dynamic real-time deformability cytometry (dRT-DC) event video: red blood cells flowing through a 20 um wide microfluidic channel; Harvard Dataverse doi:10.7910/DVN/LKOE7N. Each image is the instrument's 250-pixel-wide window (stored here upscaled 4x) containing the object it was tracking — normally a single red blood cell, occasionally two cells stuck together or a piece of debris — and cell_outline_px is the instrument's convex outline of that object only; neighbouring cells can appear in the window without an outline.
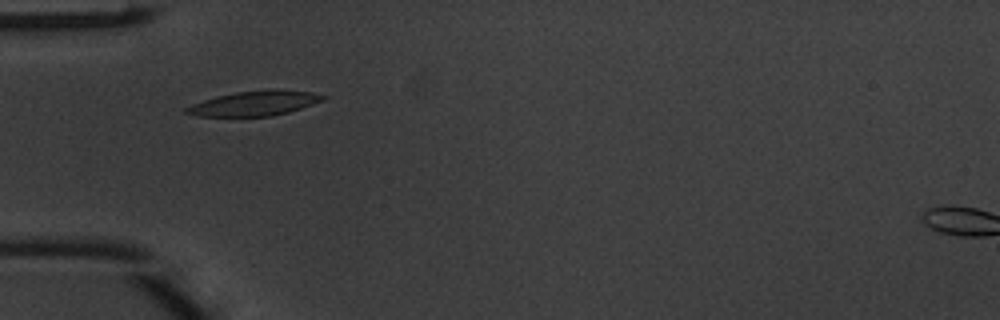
{"species": "common noctule bat (a hibernating species)", "species_latin": "Nyctalus noctula", "temperature_condition": "warm", "stored_images_in_passage": 34, "camera_frame_rate_fps": 3000, "um_per_image_px": 0.085, "animal": {"sex": "male", "body_mass_g": 20.1, "forearm_length_mm": 53.5}, "frame": {"image": 1, "passage_image": 1, "time_ms": 0.0, "image_size_px": [1000, 320], "cell_outline_px": [[328, 96], [312, 104], [288, 112], [272, 116], [196, 116], [184, 112], [184, 108], [192, 104], [216, 96], [236, 92], [268, 88], [276, 88], [312, 92]], "centroid_in_image_um": [21.62, 8.76], "position_along_channel_um": 63.4, "area_um2": 19.83}}
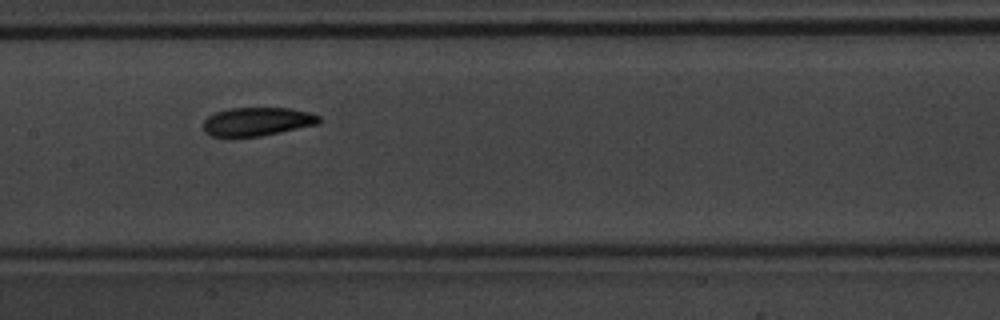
{"frame": {"image": 2, "passage_image": 10, "time_ms": 3.0, "image_size_px": [1000, 320], "cell_outline_px": [[320, 124], [260, 136], [212, 136], [204, 132], [204, 120], [208, 116], [216, 112], [228, 108], [292, 108], [308, 112], [320, 116]], "centroid_in_image_um": [21.88, 10.32], "position_along_channel_um": 185.5, "area_um2": 19.19}}
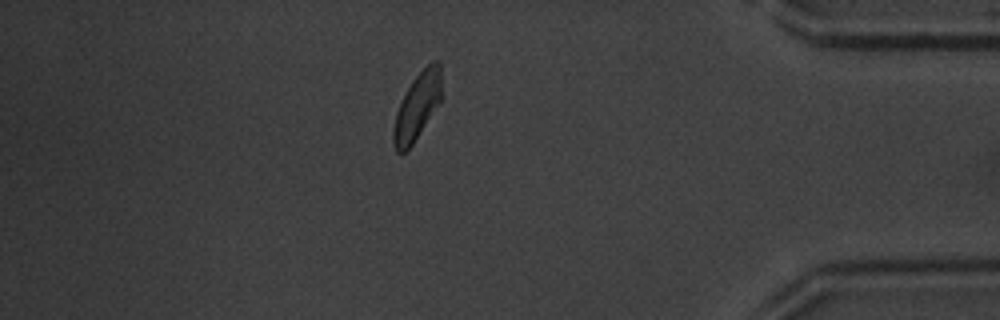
{"frame": {"image": 3, "passage_image": 28, "time_ms": 9.0, "image_size_px": [1000, 320], "cell_outline_px": [[440, 100], [412, 144], [404, 152], [396, 152], [392, 144], [392, 132], [396, 112], [412, 80], [432, 60], [440, 60]], "centroid_in_image_um": [35.42, 9.05], "position_along_channel_um": 399.8, "area_um2": 18.09}, "authors_computed_cell_mechanics": {"area_um2": 19.3919, "velocity_mm_per_s": 4.1256, "shape_relaxation_time_tau1_ms": 2.2373, "shape_relaxation_time_tau2_ms": 3.5844, "deformation_change_tau1": 0.1275, "deformation_change_tau2": 0.1085}}